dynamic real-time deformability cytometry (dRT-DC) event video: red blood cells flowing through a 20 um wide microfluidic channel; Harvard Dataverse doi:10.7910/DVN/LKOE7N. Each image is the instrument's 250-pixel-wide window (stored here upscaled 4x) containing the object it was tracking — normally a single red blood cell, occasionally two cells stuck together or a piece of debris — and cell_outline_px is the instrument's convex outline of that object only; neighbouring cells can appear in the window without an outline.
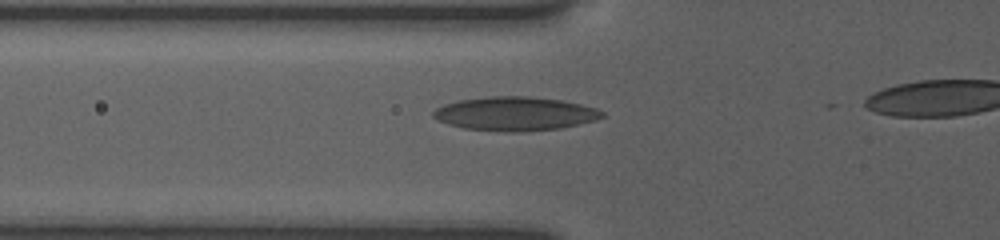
{"species": "human", "species_latin": "Homo sapiens", "temperature_condition": "room temperature", "stored_images_in_passage": 39, "camera_frame_rate_fps": 3000, "um_per_image_px": 0.085, "donor": {"sex": "female"}, "frame": {"image": 1, "passage_image": 5, "time_ms": 2.667, "image_size_px": [1000, 240], "cell_outline_px": [[604, 116], [596, 120], [560, 128], [528, 132], [504, 132], [464, 128], [448, 124], [436, 120], [432, 116], [432, 112], [436, 108], [444, 104], [460, 100], [488, 96], [528, 96], [560, 100], [580, 104], [596, 108], [604, 112]], "centroid_in_image_um": [43.76, 9.67], "position_along_channel_um": 82.0, "area_um2": 33.47}}
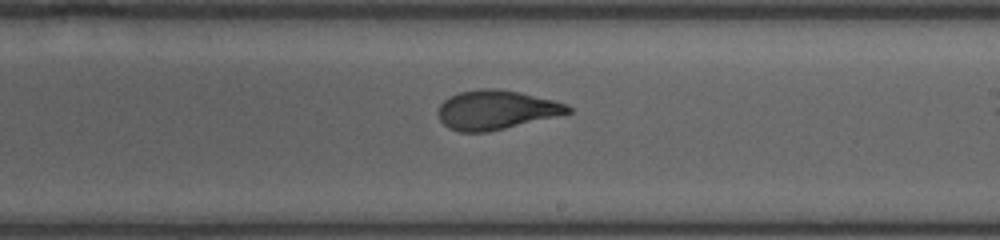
{"frame": {"image": 2, "passage_image": 22, "time_ms": 7.0, "image_size_px": [1000, 240], "cell_outline_px": [[572, 112], [488, 132], [460, 132], [444, 124], [440, 120], [440, 104], [444, 100], [460, 92], [480, 88], [492, 88], [520, 92], [568, 104], [572, 108]], "centroid_in_image_um": [42.19, 9.33], "position_along_channel_um": 246.8, "area_um2": 29.13}}
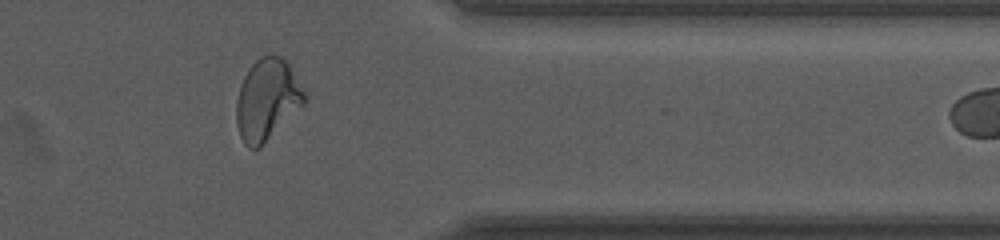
{"frame": {"image": 3, "passage_image": 37, "time_ms": 11.0, "image_size_px": [1000, 240], "cell_outline_px": [[304, 104], [260, 148], [248, 148], [244, 144], [240, 136], [236, 124], [236, 100], [240, 84], [248, 68], [260, 56], [268, 52], [272, 52], [280, 56], [288, 64], [304, 92]], "centroid_in_image_um": [22.66, 8.46], "position_along_channel_um": 388.7, "area_um2": 32.25}}